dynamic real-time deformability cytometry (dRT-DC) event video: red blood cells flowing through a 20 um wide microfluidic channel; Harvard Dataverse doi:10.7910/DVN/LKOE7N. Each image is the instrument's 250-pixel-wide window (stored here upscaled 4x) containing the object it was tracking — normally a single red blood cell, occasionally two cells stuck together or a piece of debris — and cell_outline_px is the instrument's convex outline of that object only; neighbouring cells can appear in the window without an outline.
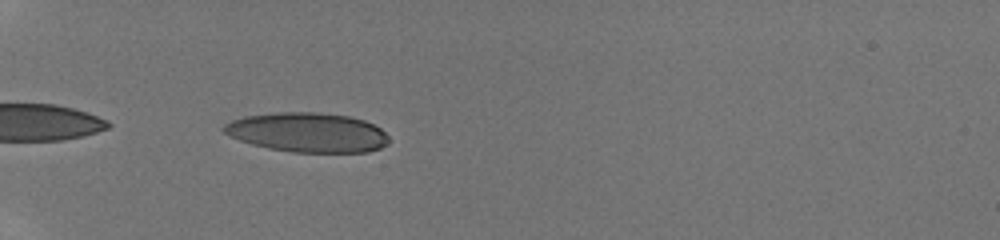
{"species": "human", "species_latin": "Homo sapiens", "temperature_condition": "room temperature", "stored_images_in_passage": 5, "camera_frame_rate_fps": 3000, "um_per_image_px": 0.085, "donor": {"sex": "male"}, "frame": {"image": 1, "passage_image": 4, "time_ms": 0.667, "image_size_px": [1000, 240], "cell_outline_px": [[388, 144], [380, 148], [368, 152], [292, 152], [268, 148], [252, 144], [240, 140], [224, 132], [220, 128], [224, 124], [232, 120], [244, 116], [276, 112], [320, 112], [348, 116], [364, 120], [380, 128], [388, 136]], "centroid_in_image_um": [26.14, 11.25], "position_along_channel_um": 58.9, "area_um2": 38.03}}